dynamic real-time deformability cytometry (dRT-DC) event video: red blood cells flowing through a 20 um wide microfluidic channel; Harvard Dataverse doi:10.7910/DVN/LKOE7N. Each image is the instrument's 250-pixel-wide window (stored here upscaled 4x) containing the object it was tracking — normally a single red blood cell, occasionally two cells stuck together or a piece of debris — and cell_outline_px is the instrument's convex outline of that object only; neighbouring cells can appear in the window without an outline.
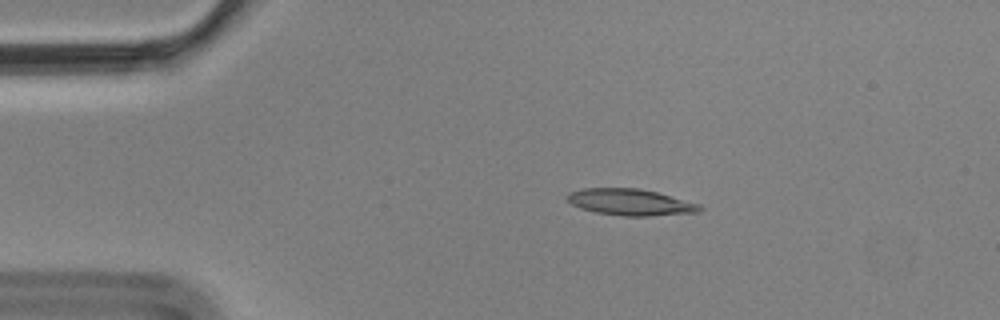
{"species": "Egyptian fruit bat (a non-hibernating species)", "species_latin": "Rousettus aegyptiacus", "temperature_condition": "cold", "stored_images_in_passage": 4, "camera_frame_rate_fps": 3000, "um_per_image_px": 0.085, "animal": {"sex": "male"}, "frame": {"image": 1, "passage_image": 3, "time_ms": 0.667, "image_size_px": [1000, 320], "cell_outline_px": [[704, 208], [700, 212], [648, 216], [624, 216], [596, 212], [580, 208], [572, 204], [564, 196], [568, 192], [584, 188], [636, 188], [656, 192], [700, 204]], "centroid_in_image_um": [53.57, 17.18], "position_along_channel_um": 31.4, "area_um2": 20.4}}